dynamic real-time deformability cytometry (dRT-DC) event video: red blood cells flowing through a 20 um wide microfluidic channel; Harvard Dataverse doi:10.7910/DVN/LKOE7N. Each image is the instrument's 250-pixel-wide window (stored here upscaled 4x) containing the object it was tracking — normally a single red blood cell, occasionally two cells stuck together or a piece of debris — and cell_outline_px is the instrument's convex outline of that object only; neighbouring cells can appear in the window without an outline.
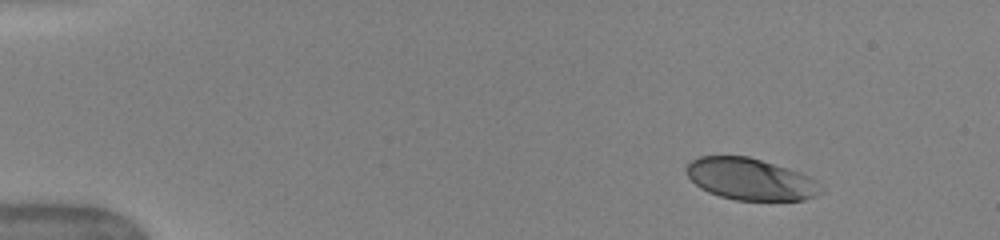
{"species": "human", "species_latin": "Homo sapiens", "temperature_condition": "warm", "stored_images_in_passage": 45, "camera_frame_rate_fps": 3000, "um_per_image_px": 0.085, "donor": {"sex": "female"}, "frame": {"image": 1, "passage_image": 1, "time_ms": 0.0, "image_size_px": [1000, 240], "cell_outline_px": [[824, 188], [816, 196], [804, 200], [736, 200], [720, 196], [708, 192], [700, 188], [688, 176], [684, 168], [692, 160], [700, 156], [748, 156], [788, 168], [800, 172], [816, 180]], "centroid_in_image_um": [63.79, 15.23], "position_along_channel_um": 21.2, "area_um2": 32.71}}
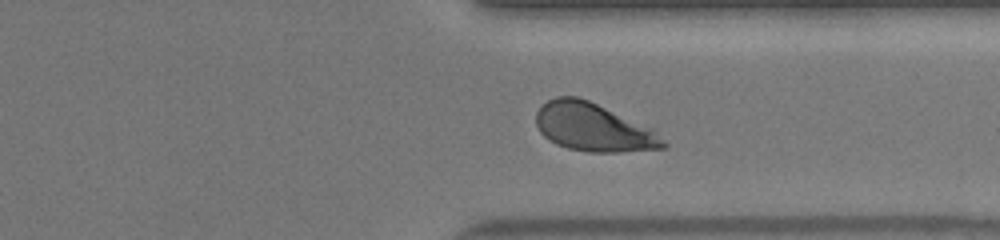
{"frame": {"image": 2, "passage_image": 34, "time_ms": 11.0, "image_size_px": [1000, 240], "cell_outline_px": [[668, 148], [620, 152], [588, 152], [568, 148], [556, 144], [548, 140], [540, 132], [536, 124], [536, 112], [540, 104], [556, 96], [576, 96], [588, 100], [656, 132], [668, 144]], "centroid_in_image_um": [50.37, 10.84], "position_along_channel_um": 361.0, "area_um2": 35.26}}
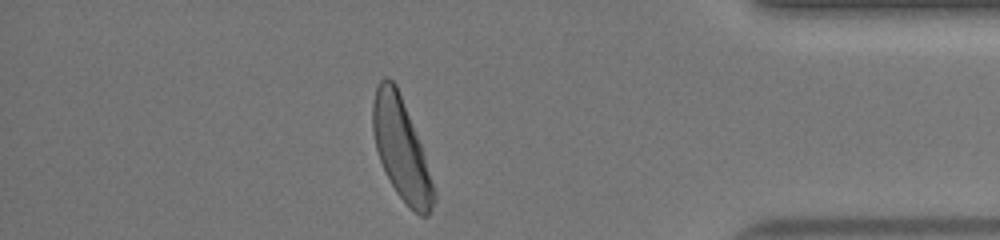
{"frame": {"image": 3, "passage_image": 39, "time_ms": 12.667, "image_size_px": [1000, 240], "cell_outline_px": [[436, 200], [428, 216], [420, 216], [396, 192], [380, 160], [376, 148], [372, 128], [372, 104], [376, 88], [380, 80], [384, 76], [388, 76], [396, 84], [420, 144], [424, 156], [436, 196]], "centroid_in_image_um": [34.08, 12.64], "position_along_channel_um": 401.1, "area_um2": 35.03}, "authors_computed_cell_mechanics": {"area_um2": 35.4314, "velocity_mm_per_s": 4.0548, "shape_relaxation_time_tau1_ms": 2.254, "shape_relaxation_time_tau2_ms": null, "deformation_change_tau1": 0.1454, "deformation_change_tau2": null}}